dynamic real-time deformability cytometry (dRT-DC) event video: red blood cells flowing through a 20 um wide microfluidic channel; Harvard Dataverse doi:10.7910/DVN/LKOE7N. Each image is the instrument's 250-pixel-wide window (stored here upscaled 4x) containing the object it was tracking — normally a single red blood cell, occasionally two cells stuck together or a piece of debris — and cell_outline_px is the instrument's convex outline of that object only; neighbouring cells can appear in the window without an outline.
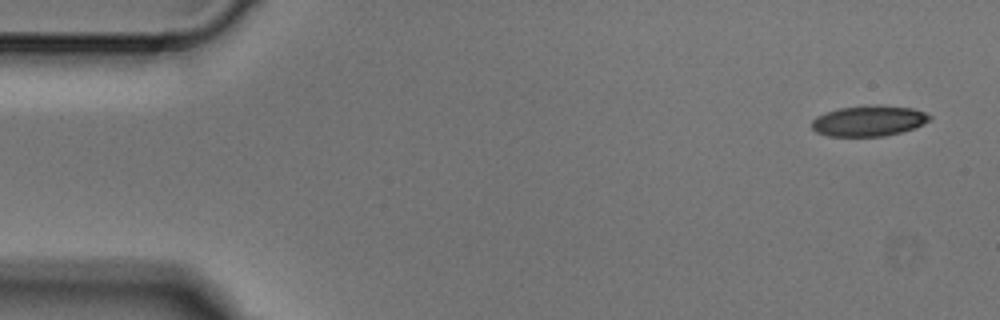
{"species": "Egyptian fruit bat (a non-hibernating species)", "species_latin": "Rousettus aegyptiacus", "temperature_condition": "cold", "stored_images_in_passage": 4, "camera_frame_rate_fps": 3000, "um_per_image_px": 0.085, "animal": {"sex": "male"}, "frame": {"image": 1, "passage_image": 1, "time_ms": 0.0, "image_size_px": [1000, 320], "cell_outline_px": [[932, 116], [928, 120], [912, 128], [900, 132], [884, 136], [828, 136], [816, 132], [812, 128], [812, 120], [816, 116], [840, 108], [876, 104], [880, 104], [912, 108], [924, 112]], "centroid_in_image_um": [73.82, 10.26], "position_along_channel_um": 11.2, "area_um2": 20.87}}
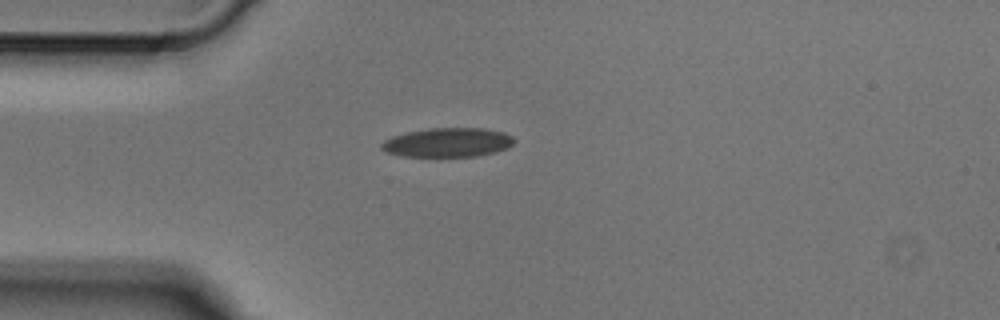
{"frame": {"image": 2, "passage_image": 4, "time_ms": 1.0, "image_size_px": [1000, 320], "cell_outline_px": [[516, 140], [508, 148], [496, 152], [476, 156], [400, 156], [388, 152], [380, 148], [380, 144], [384, 140], [392, 136], [408, 132], [428, 128], [484, 128], [504, 132], [512, 136]], "centroid_in_image_um": [38.07, 12.1], "position_along_channel_um": 46.9, "area_um2": 22.6}}